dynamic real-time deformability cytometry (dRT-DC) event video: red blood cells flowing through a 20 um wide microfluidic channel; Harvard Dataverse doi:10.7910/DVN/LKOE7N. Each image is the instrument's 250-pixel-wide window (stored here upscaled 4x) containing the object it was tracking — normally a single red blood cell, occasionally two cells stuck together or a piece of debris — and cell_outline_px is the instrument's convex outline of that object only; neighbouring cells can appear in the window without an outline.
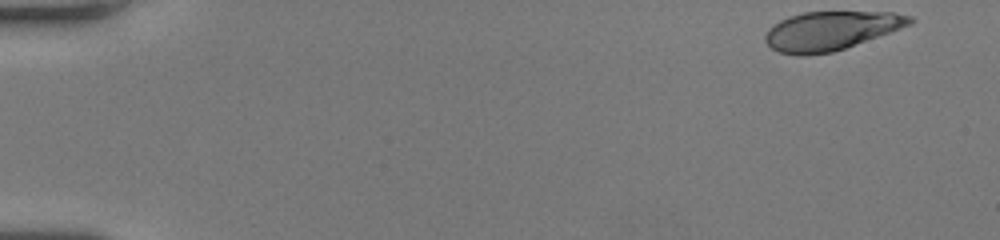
{"species": "human", "species_latin": "Homo sapiens", "temperature_condition": "room temperature", "stored_images_in_passage": 50, "camera_frame_rate_fps": 3000, "um_per_image_px": 0.085, "donor": {"sex": "female"}, "frame": {"image": 1, "passage_image": 1, "time_ms": 0.0, "image_size_px": [1000, 240], "cell_outline_px": [[916, 20], [912, 24], [844, 48], [832, 52], [804, 56], [800, 56], [780, 52], [772, 48], [764, 40], [764, 36], [768, 28], [772, 24], [788, 16], [804, 12], [892, 12], [912, 16]], "centroid_in_image_um": [70.59, 2.61], "position_along_channel_um": 14.4, "area_um2": 32.66}}
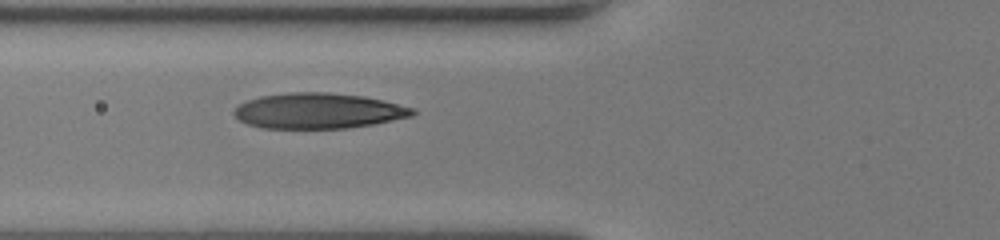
{"frame": {"image": 2, "passage_image": 19, "time_ms": 6.0, "image_size_px": [1000, 240], "cell_outline_px": [[416, 112], [412, 116], [372, 124], [348, 128], [260, 128], [248, 124], [240, 120], [232, 112], [240, 104], [248, 100], [260, 96], [288, 92], [328, 92], [364, 96], [384, 100], [416, 108]], "centroid_in_image_um": [27.08, 9.41], "position_along_channel_um": 98.7, "area_um2": 36.99}}
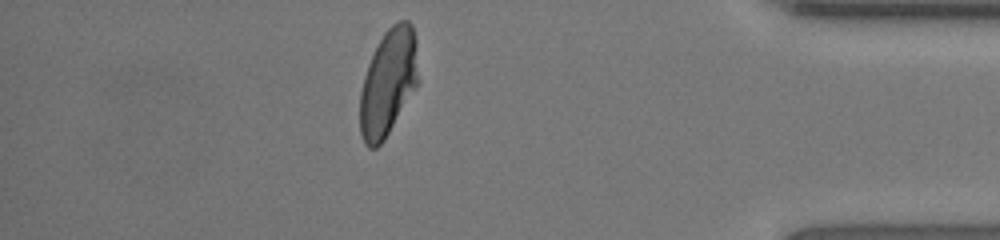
{"frame": {"image": 3, "passage_image": 44, "time_ms": 14.333, "image_size_px": [1000, 240], "cell_outline_px": [[420, 80], [416, 88], [384, 140], [376, 148], [368, 148], [364, 144], [360, 136], [360, 92], [364, 76], [368, 64], [384, 32], [396, 20], [408, 20], [412, 24], [416, 40]], "centroid_in_image_um": [33.02, 7.0], "position_along_channel_um": 402.2, "area_um2": 36.65}, "authors_computed_cell_mechanics": {"area_um2": 36.5007, "velocity_mm_per_s": 4.0546, "shape_relaxation_time_tau1_ms": 3.5904, "shape_relaxation_time_tau2_ms": 0.6656, "deformation_change_tau1": 0.186, "deformation_change_tau2": 0.0549}}